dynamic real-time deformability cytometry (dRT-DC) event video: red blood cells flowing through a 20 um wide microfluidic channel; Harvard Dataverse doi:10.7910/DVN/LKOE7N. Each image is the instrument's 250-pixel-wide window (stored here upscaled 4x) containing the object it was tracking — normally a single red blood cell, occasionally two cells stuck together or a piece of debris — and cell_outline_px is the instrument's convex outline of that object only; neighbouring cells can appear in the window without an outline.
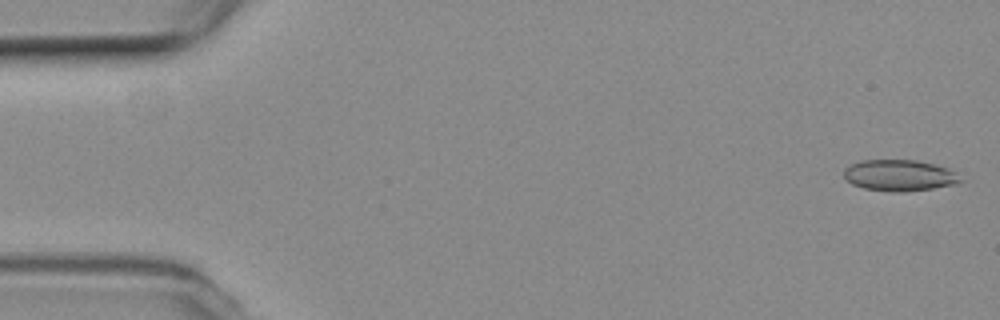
{"species": "common noctule bat (a hibernating species)", "species_latin": "Nyctalus noctula", "temperature_condition": "room temperature", "stored_images_in_passage": 54, "camera_frame_rate_fps": 3000, "um_per_image_px": 0.085, "animal": {"sex": "female", "body_mass_g": 19.3, "forearm_length_mm": 54.1}, "frame": {"image": 1, "passage_image": 1, "time_ms": 0.0, "image_size_px": [1000, 320], "cell_outline_px": [[964, 180], [956, 184], [932, 188], [900, 192], [892, 192], [864, 188], [852, 184], [844, 176], [844, 168], [848, 164], [860, 160], [916, 160], [948, 168], [956, 172]], "centroid_in_image_um": [76.44, 14.9], "position_along_channel_um": 8.6, "area_um2": 21.27}}
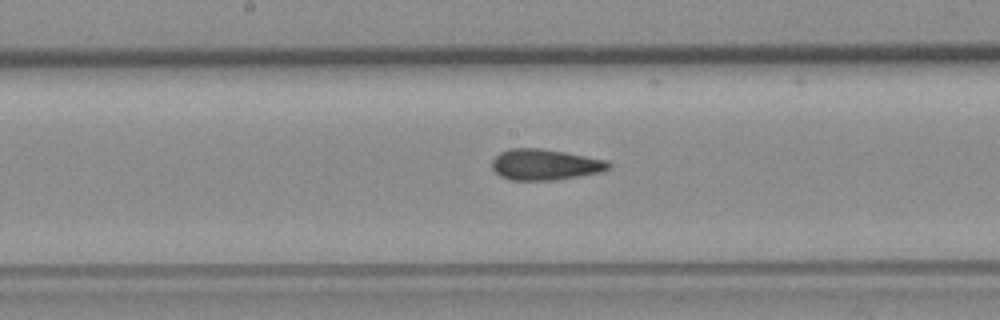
{"frame": {"image": 2, "passage_image": 27, "time_ms": 8.667, "image_size_px": [1000, 320], "cell_outline_px": [[612, 168], [600, 172], [580, 176], [556, 180], [508, 180], [500, 176], [492, 168], [492, 160], [500, 152], [508, 148], [540, 148], [564, 152], [608, 160], [612, 164]], "centroid_in_image_um": [46.34, 13.99], "position_along_channel_um": 201.9, "area_um2": 21.21}}
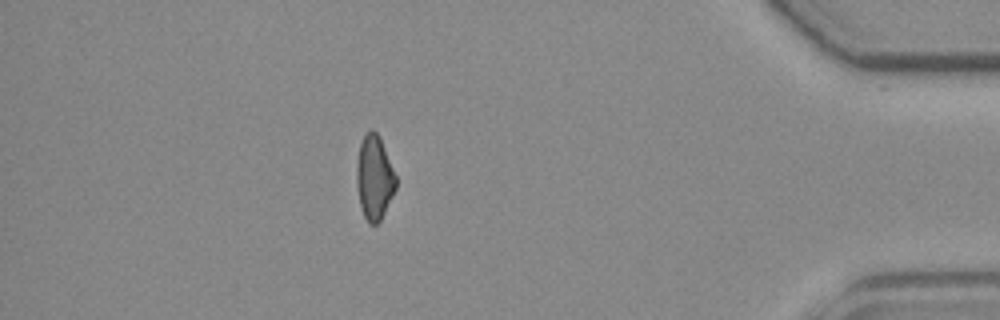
{"frame": {"image": 3, "passage_image": 47, "time_ms": 15.333, "image_size_px": [1000, 320], "cell_outline_px": [[396, 188], [380, 220], [376, 224], [368, 224], [360, 208], [356, 184], [356, 164], [360, 144], [364, 136], [372, 128], [380, 136], [396, 176]], "centroid_in_image_um": [31.8, 15.1], "position_along_channel_um": 403.4, "area_um2": 19.31}, "authors_computed_cell_mechanics": {"area_um2": 20.808, "velocity_mm_per_s": 3.7749, "shape_relaxation_time_tau1_ms": null, "shape_relaxation_time_tau2_ms": 2.8438, "deformation_change_tau1": null, "deformation_change_tau2": 0.0924}}